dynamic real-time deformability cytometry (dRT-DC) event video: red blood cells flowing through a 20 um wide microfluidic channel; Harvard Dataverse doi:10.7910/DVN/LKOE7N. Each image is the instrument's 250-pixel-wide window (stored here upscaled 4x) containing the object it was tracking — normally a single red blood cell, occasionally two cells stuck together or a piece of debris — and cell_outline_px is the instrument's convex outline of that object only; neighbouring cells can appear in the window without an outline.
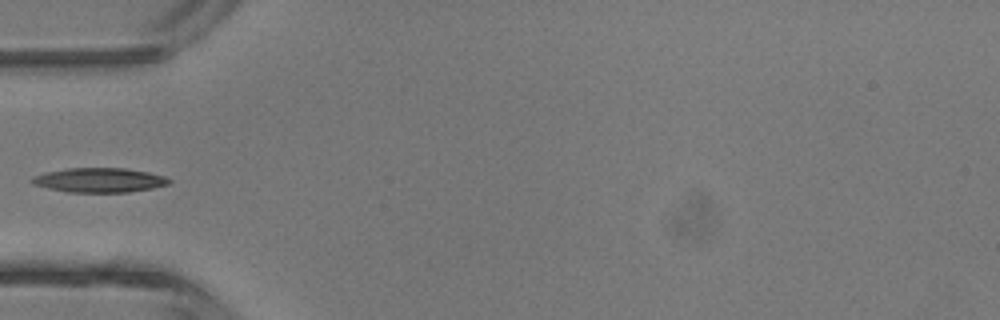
{"species": "common noctule bat (a hibernating species)", "species_latin": "Nyctalus noctula", "temperature_condition": "room temperature", "stored_images_in_passage": 3, "camera_frame_rate_fps": 3000, "um_per_image_px": 0.085, "animal": {"sex": "male", "body_mass_g": 13.3}, "frame": {"image": 1, "passage_image": 3, "time_ms": 2.667, "image_size_px": [1000, 320], "cell_outline_px": [[172, 180], [168, 184], [152, 188], [128, 192], [68, 192], [48, 188], [32, 184], [28, 180], [32, 176], [48, 172], [68, 168], [124, 168], [148, 172], [164, 176]], "centroid_in_image_um": [8.42, 15.31], "position_along_channel_um": 76.6, "area_um2": 19.48}}